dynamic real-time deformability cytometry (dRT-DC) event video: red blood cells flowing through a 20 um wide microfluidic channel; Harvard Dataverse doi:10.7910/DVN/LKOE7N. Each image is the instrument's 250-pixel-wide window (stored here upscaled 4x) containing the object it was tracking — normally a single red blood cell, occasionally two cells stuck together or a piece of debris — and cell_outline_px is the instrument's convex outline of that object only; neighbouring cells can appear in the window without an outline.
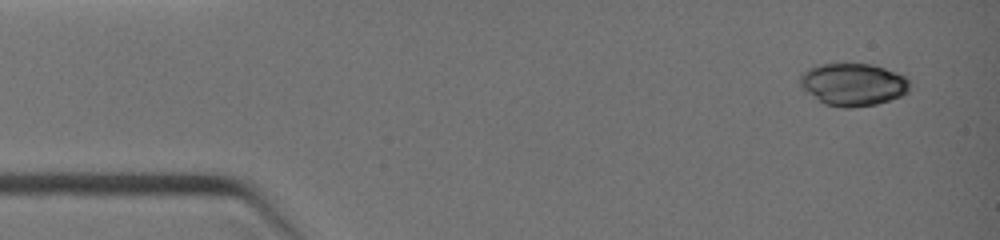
{"species": "common noctule bat (a hibernating species)", "species_latin": "Nyctalus noctula", "temperature_condition": "warm", "stored_images_in_passage": 3, "camera_frame_rate_fps": 3000, "um_per_image_px": 0.085, "animal": {"sex": "female", "body_mass_g": 19.0, "forearm_length_mm": 51.5}, "frame": {"image": 1, "passage_image": 1, "time_ms": 0.0, "image_size_px": [1000, 240], "cell_outline_px": [[908, 92], [900, 96], [876, 104], [852, 108], [840, 108], [824, 104], [808, 92], [800, 84], [800, 76], [808, 68], [816, 64], [872, 64], [896, 72], [904, 76], [908, 80]], "centroid_in_image_um": [72.5, 7.18], "position_along_channel_um": 12.5, "area_um2": 26.99}}